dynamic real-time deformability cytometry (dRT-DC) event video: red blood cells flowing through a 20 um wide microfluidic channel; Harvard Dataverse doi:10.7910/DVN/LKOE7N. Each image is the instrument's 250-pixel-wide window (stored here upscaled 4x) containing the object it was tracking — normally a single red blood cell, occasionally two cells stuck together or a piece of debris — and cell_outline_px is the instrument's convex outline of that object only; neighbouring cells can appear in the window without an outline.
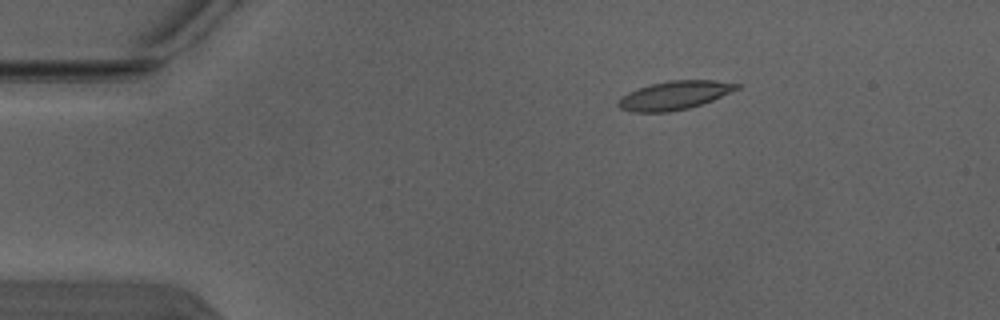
{"species": "Egyptian fruit bat (a non-hibernating species)", "species_latin": "Rousettus aegyptiacus", "temperature_condition": "warm", "stored_images_in_passage": 4, "camera_frame_rate_fps": 3000, "um_per_image_px": 0.085, "animal": {"sex": "male"}, "frame": {"image": 1, "passage_image": 1, "time_ms": 0.0, "image_size_px": [1000, 320], "cell_outline_px": [[740, 88], [712, 100], [688, 108], [668, 112], [632, 112], [620, 108], [616, 104], [620, 96], [628, 92], [652, 84], [668, 80], [716, 80], [740, 84]], "centroid_in_image_um": [57.31, 8.1], "position_along_channel_um": 27.7, "area_um2": 19.65}}
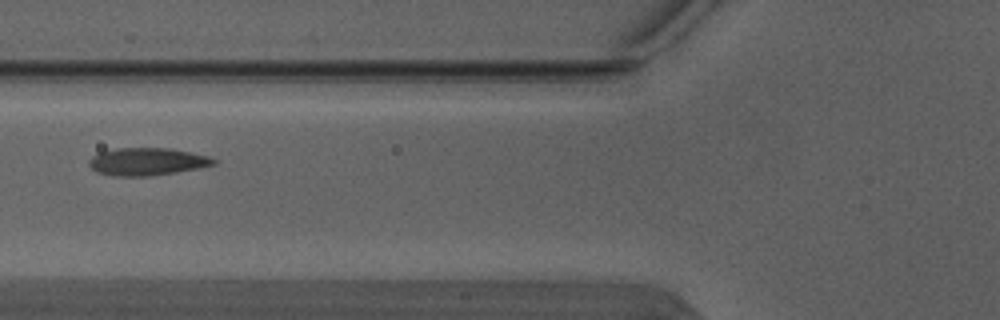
{"frame": {"image": 2, "passage_image": 4, "time_ms": 1.0, "image_size_px": [1000, 320], "cell_outline_px": [[216, 164], [200, 168], [176, 172], [148, 176], [116, 176], [96, 172], [88, 164], [88, 160], [92, 156], [100, 152], [116, 148], [168, 148], [208, 156], [216, 160]], "centroid_in_image_um": [12.48, 13.74], "position_along_channel_um": 113.3, "area_um2": 19.94}}